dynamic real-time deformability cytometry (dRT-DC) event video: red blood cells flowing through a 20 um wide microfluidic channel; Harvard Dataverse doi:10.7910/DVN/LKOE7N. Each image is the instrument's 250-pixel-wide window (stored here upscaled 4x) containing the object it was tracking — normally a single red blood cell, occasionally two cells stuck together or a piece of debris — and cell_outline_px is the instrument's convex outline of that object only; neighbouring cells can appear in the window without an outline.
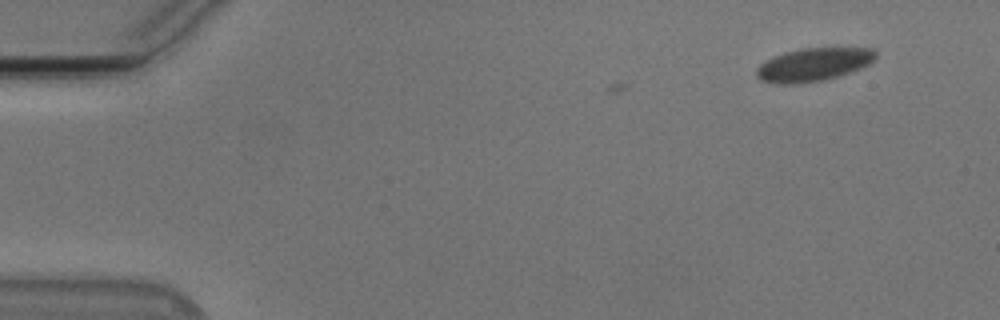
{"species": "Egyptian fruit bat (a non-hibernating species)", "species_latin": "Rousettus aegyptiacus", "temperature_condition": "cold", "stored_images_in_passage": 5, "camera_frame_rate_fps": 3000, "um_per_image_px": 0.085, "animal": {"sex": "male"}, "frame": {"image": 1, "passage_image": 1, "time_ms": 0.0, "image_size_px": [1000, 320], "cell_outline_px": [[876, 56], [868, 64], [860, 68], [840, 76], [824, 80], [792, 84], [776, 84], [760, 80], [756, 76], [756, 68], [760, 64], [776, 56], [788, 52], [804, 48], [872, 48], [876, 52]], "centroid_in_image_um": [69.14, 5.5], "position_along_channel_um": 15.9, "area_um2": 22.77}}